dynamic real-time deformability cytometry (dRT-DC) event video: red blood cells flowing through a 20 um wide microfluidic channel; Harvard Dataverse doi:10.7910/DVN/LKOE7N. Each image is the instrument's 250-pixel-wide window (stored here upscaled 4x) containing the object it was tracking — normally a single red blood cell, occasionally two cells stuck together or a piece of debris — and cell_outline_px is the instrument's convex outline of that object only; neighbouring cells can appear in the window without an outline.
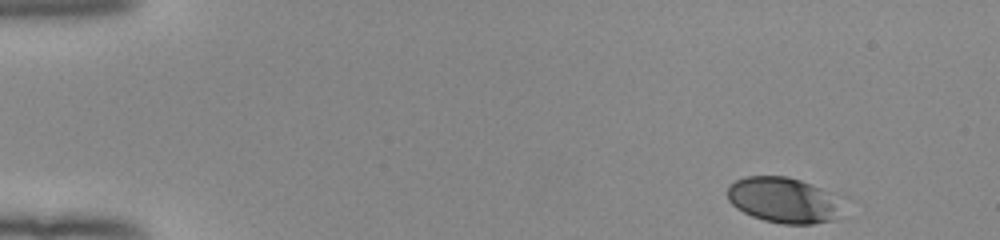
{"species": "human", "species_latin": "Homo sapiens", "temperature_condition": "room temperature", "stored_images_in_passage": 42, "camera_frame_rate_fps": 3000, "um_per_image_px": 0.085, "donor": {"sex": "female"}, "frame": {"image": 1, "passage_image": 1, "time_ms": 0.0, "image_size_px": [1000, 240], "cell_outline_px": [[832, 220], [812, 224], [784, 224], [764, 220], [752, 216], [736, 208], [728, 200], [728, 184], [744, 176], [788, 176], [812, 184], [820, 188], [832, 204]], "centroid_in_image_um": [66.33, 16.98], "position_along_channel_um": 18.7, "area_um2": 28.96}}
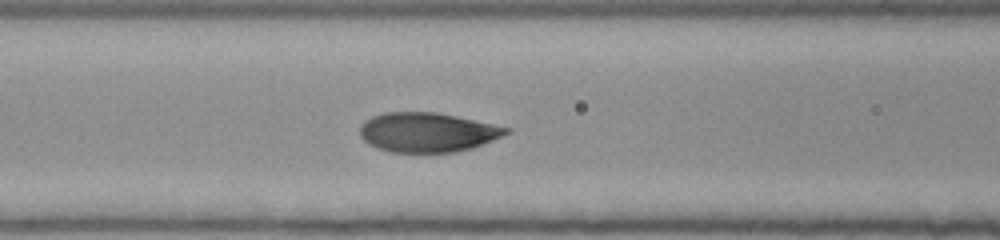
{"frame": {"image": 2, "passage_image": 19, "time_ms": 6.0, "image_size_px": [1000, 240], "cell_outline_px": [[512, 132], [472, 148], [456, 152], [392, 152], [368, 144], [360, 136], [360, 128], [364, 120], [372, 116], [384, 112], [436, 112], [456, 116], [512, 128]], "centroid_in_image_um": [36.34, 11.24], "position_along_channel_um": 130.3, "area_um2": 33.64}}
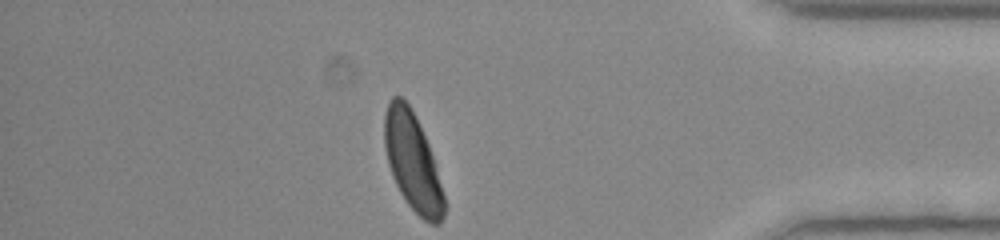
{"frame": {"image": 3, "passage_image": 42, "time_ms": 13.667, "image_size_px": [1000, 240], "cell_outline_px": [[448, 208], [440, 224], [432, 224], [424, 220], [408, 204], [400, 192], [392, 176], [388, 164], [384, 148], [384, 112], [388, 100], [392, 96], [400, 96], [408, 104], [416, 116], [428, 144], [432, 156]], "centroid_in_image_um": [35.06, 13.76], "position_along_channel_um": 400.1, "area_um2": 34.04}, "authors_computed_cell_mechanics": {"area_um2": 34.3332, "velocity_mm_per_s": 3.9202, "shape_relaxation_time_tau1_ms": 2.4975, "shape_relaxation_time_tau2_ms": null, "deformation_change_tau1": 0.1412, "deformation_change_tau2": null}}